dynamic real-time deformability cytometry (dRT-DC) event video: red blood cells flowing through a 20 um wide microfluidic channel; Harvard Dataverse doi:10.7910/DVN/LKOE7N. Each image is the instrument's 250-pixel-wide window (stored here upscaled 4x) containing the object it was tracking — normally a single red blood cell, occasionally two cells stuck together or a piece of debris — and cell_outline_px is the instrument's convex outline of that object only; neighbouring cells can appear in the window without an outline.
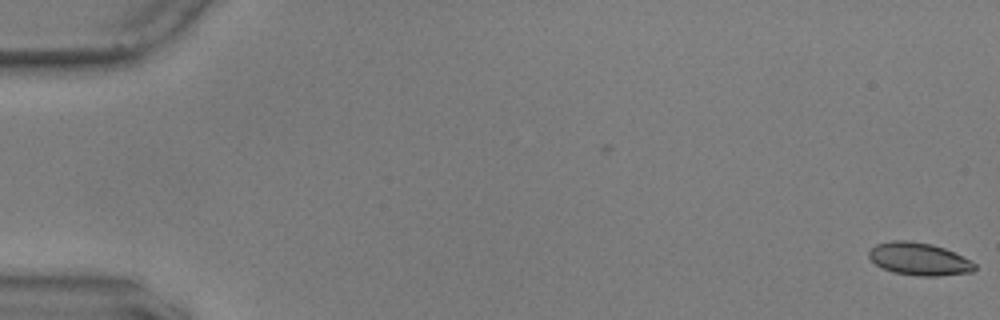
{"species": "common noctule bat (a hibernating species)", "species_latin": "Nyctalus noctula", "temperature_condition": "warm", "stored_images_in_passage": 57, "camera_frame_rate_fps": 3000, "um_per_image_px": 0.085, "animal": {"sex": "male", "body_mass_g": 17.9, "forearm_length_mm": 54.2}, "frame": {"image": 1, "passage_image": 1, "time_ms": 0.0, "image_size_px": [1000, 320], "cell_outline_px": [[976, 268], [972, 272], [940, 276], [920, 276], [892, 272], [876, 264], [868, 256], [868, 252], [876, 244], [892, 240], [908, 240], [932, 244], [944, 248], [972, 260], [976, 264]], "centroid_in_image_um": [78.15, 22.01], "position_along_channel_um": 6.9, "area_um2": 20.17}}
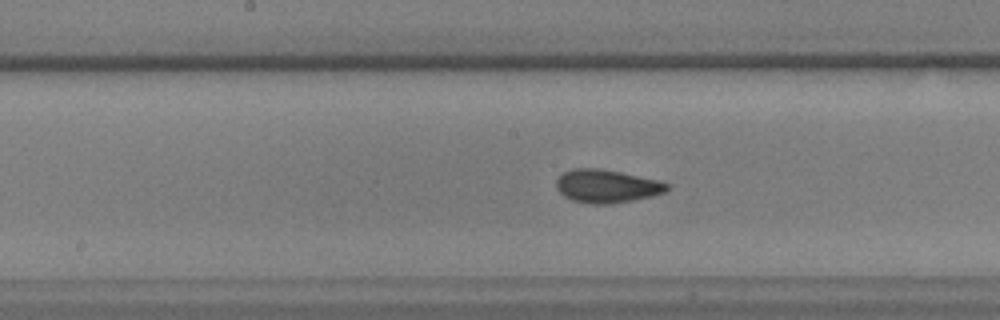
{"frame": {"image": 2, "passage_image": 30, "time_ms": 9.667, "image_size_px": [1000, 320], "cell_outline_px": [[668, 188], [664, 192], [652, 196], [612, 204], [592, 204], [572, 200], [564, 196], [556, 188], [556, 180], [564, 172], [572, 168], [596, 168], [620, 172], [660, 180], [668, 184]], "centroid_in_image_um": [51.56, 15.82], "position_along_channel_um": 196.6, "area_um2": 21.33}}
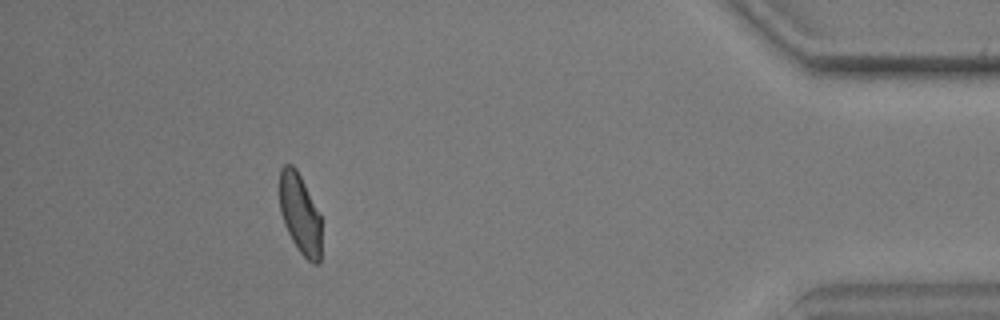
{"frame": {"image": 3, "passage_image": 52, "time_ms": 17.0, "image_size_px": [1000, 320], "cell_outline_px": [[320, 264], [312, 264], [300, 252], [292, 240], [284, 224], [280, 212], [280, 168], [284, 164], [292, 164], [296, 168], [320, 216]], "centroid_in_image_um": [25.48, 18.19], "position_along_channel_um": 409.7, "area_um2": 19.19}, "authors_computed_cell_mechanics": {"area_um2": 20.7502, "velocity_mm_per_s": 3.6, "shape_relaxation_time_tau1_ms": 7.3497, "shape_relaxation_time_tau2_ms": 1.2063, "deformation_change_tau1": 0.1513, "deformation_change_tau2": 0.0733}}